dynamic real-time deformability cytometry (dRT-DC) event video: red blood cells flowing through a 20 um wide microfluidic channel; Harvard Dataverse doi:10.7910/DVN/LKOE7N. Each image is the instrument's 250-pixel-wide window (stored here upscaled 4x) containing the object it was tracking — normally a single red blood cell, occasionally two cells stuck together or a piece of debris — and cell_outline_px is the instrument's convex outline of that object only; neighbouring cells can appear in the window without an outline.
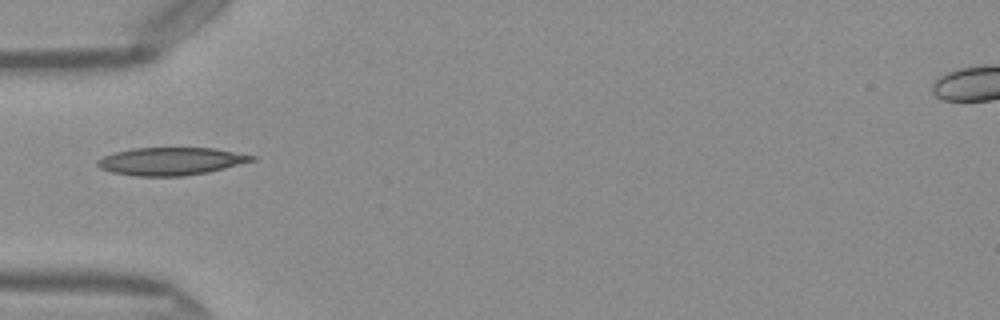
{"species": "Egyptian fruit bat (a non-hibernating species)", "species_latin": "Rousettus aegyptiacus", "temperature_condition": "warm", "stored_images_in_passage": 3, "camera_frame_rate_fps": 3000, "um_per_image_px": 0.085, "frame": {"image": 1, "passage_image": 1, "time_ms": 0.0, "image_size_px": [1000, 320], "cell_outline_px": [[260, 156], [256, 160], [208, 172], [184, 176], [136, 176], [112, 172], [100, 168], [96, 164], [96, 160], [104, 156], [116, 152], [132, 148], [216, 148]], "centroid_in_image_um": [14.58, 13.7], "position_along_channel_um": 70.4, "area_um2": 25.09}}